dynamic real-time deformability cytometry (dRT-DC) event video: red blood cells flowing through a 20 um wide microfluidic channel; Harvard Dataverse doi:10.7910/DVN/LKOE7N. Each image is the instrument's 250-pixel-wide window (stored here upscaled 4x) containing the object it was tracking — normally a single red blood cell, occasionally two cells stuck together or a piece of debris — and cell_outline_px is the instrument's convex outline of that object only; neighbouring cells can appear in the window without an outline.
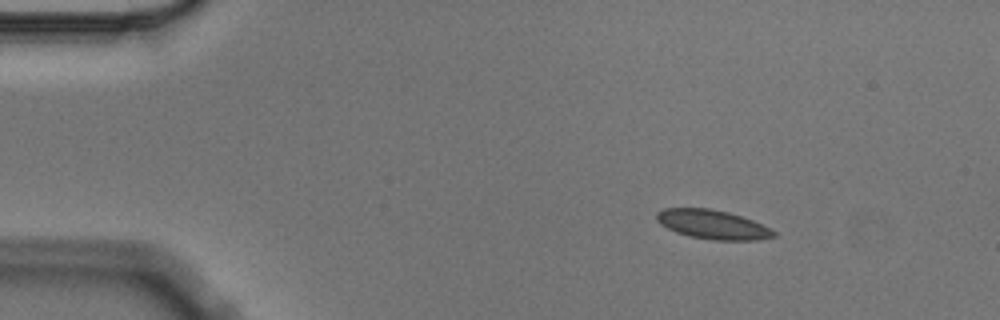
{"species": "Egyptian fruit bat (a non-hibernating species)", "species_latin": "Rousettus aegyptiacus", "temperature_condition": "cold", "stored_images_in_passage": 13, "camera_frame_rate_fps": 3000, "um_per_image_px": 0.085, "animal": {"sex": "male"}, "frame": {"image": 1, "passage_image": 1, "time_ms": 0.0, "image_size_px": [1000, 320], "cell_outline_px": [[776, 236], [756, 240], [712, 240], [688, 236], [676, 232], [660, 224], [656, 220], [656, 212], [664, 208], [712, 208], [728, 212], [752, 220], [776, 232]], "centroid_in_image_um": [60.53, 19.08], "position_along_channel_um": 24.5, "area_um2": 19.83}}
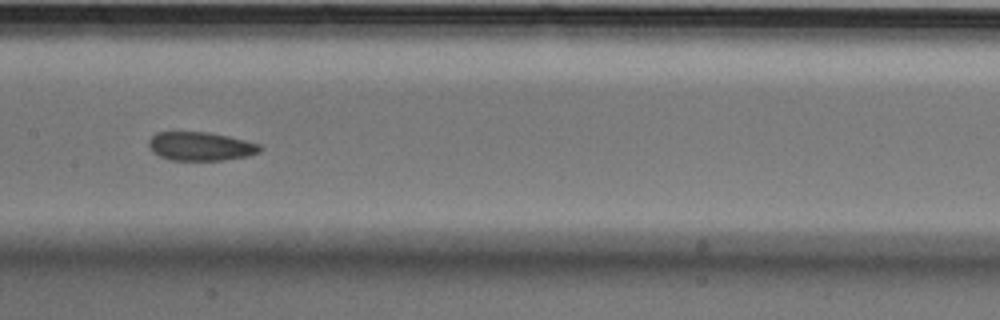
{"frame": {"image": 2, "passage_image": 6, "time_ms": 1.667, "image_size_px": [1000, 320], "cell_outline_px": [[264, 148], [260, 152], [248, 156], [224, 160], [172, 160], [160, 156], [152, 152], [148, 144], [148, 140], [156, 132], [208, 132], [228, 136], [260, 144]], "centroid_in_image_um": [17.06, 12.44], "position_along_channel_um": 190.3, "area_um2": 18.67}}
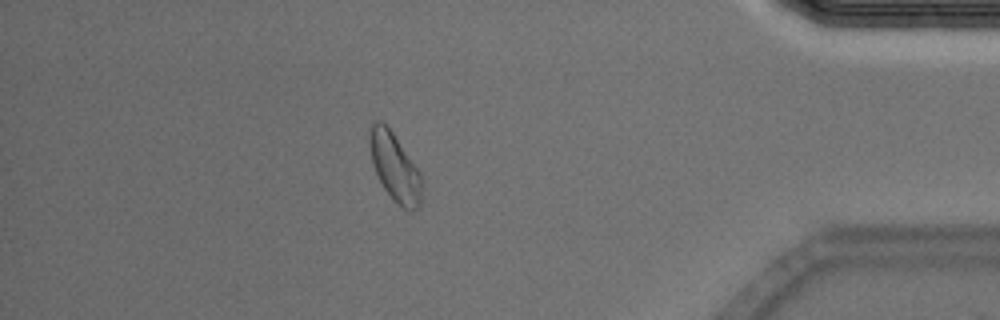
{"frame": {"image": 3, "passage_image": 12, "time_ms": 3.667, "image_size_px": [1000, 320], "cell_outline_px": [[420, 204], [412, 212], [408, 212], [384, 188], [372, 164], [368, 144], [368, 132], [372, 124], [376, 120], [380, 120], [392, 132], [420, 172]], "centroid_in_image_um": [33.51, 14.16], "position_along_channel_um": 401.7, "area_um2": 20.17}}